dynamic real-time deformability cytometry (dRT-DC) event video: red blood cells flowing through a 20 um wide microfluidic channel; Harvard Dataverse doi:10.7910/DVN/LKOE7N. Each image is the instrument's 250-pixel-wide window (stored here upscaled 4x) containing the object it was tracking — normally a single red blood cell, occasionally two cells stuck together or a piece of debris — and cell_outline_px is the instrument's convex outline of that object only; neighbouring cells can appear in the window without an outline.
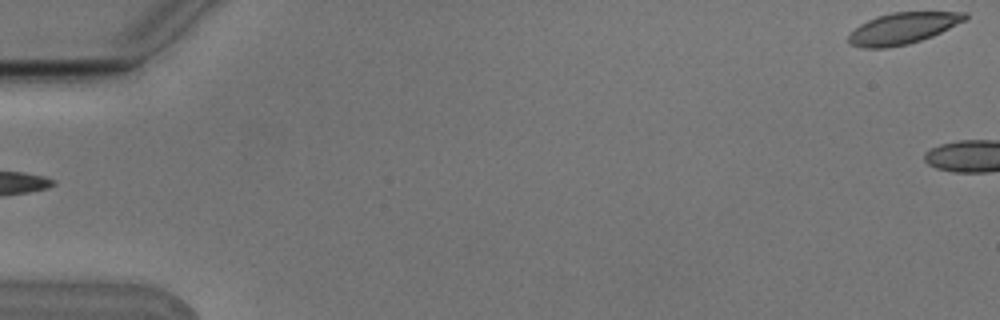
{"species": "Egyptian fruit bat (a non-hibernating species)", "species_latin": "Rousettus aegyptiacus", "temperature_condition": "cold", "stored_images_in_passage": 5, "camera_frame_rate_fps": 3000, "um_per_image_px": 0.085, "animal": {"sex": "male"}, "frame": {"image": 1, "passage_image": 5, "time_ms": 1.333, "image_size_px": [1000, 320], "cell_outline_px": [[968, 16], [964, 20], [932, 36], [908, 44], [884, 48], [864, 48], [852, 44], [848, 40], [848, 36], [860, 24], [876, 16], [892, 12], [968, 12]], "centroid_in_image_um": [76.72, 2.4], "position_along_channel_um": 8.3, "area_um2": 20.92}}